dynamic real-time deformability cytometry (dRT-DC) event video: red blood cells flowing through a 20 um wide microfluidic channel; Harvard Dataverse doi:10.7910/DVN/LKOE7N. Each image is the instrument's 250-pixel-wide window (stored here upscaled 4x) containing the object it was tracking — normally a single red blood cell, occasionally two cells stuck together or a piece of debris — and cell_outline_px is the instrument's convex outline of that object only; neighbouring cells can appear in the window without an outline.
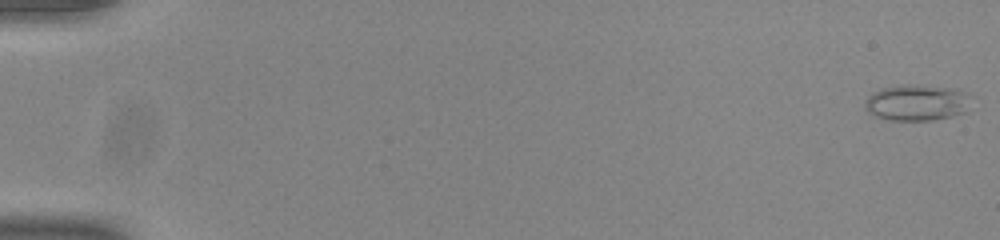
{"species": "common noctule bat (a hibernating species)", "species_latin": "Nyctalus noctula", "temperature_condition": "room temperature", "stored_images_in_passage": 54, "camera_frame_rate_fps": 3000, "um_per_image_px": 0.085, "animal": {"sex": "male", "body_mass_g": 20.0, "forearm_length_mm": 53.3}, "frame": {"image": 1, "passage_image": 1, "time_ms": 0.0, "image_size_px": [1000, 240], "cell_outline_px": [[968, 112], [952, 116], [932, 120], [888, 120], [876, 116], [864, 108], [864, 104], [868, 96], [884, 88], [904, 84], [952, 88], [960, 92]], "centroid_in_image_um": [77.82, 8.75], "position_along_channel_um": 7.2, "area_um2": 21.44}}
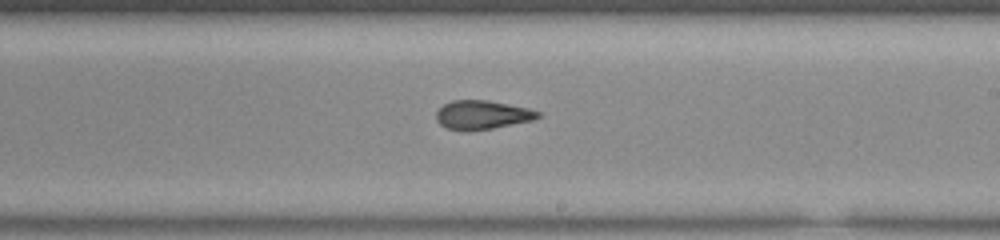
{"frame": {"image": 2, "passage_image": 33, "time_ms": 10.667, "image_size_px": [1000, 240], "cell_outline_px": [[540, 116], [532, 120], [492, 128], [468, 132], [464, 132], [448, 128], [440, 124], [436, 120], [436, 112], [444, 104], [452, 100], [488, 100], [528, 108], [540, 112]], "centroid_in_image_um": [40.95, 9.77], "position_along_channel_um": 248.0, "area_um2": 17.11}}
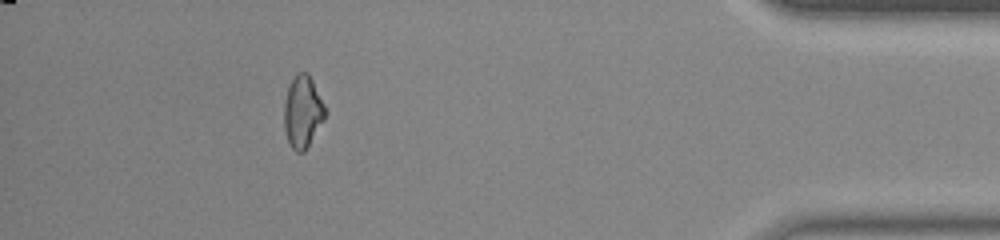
{"frame": {"image": 3, "passage_image": 49, "time_ms": 16.0, "image_size_px": [1000, 240], "cell_outline_px": [[328, 112], [324, 120], [304, 152], [296, 152], [292, 148], [288, 140], [284, 128], [284, 104], [288, 88], [296, 72], [308, 72], [328, 108]], "centroid_in_image_um": [25.76, 9.48], "position_along_channel_um": 409.4, "area_um2": 17.51}, "authors_computed_cell_mechanics": {"area_um2": 17.8024, "velocity_mm_per_s": 3.9192, "shape_relaxation_time_tau1_ms": null, "shape_relaxation_time_tau2_ms": 2.0669, "deformation_change_tau1": null, "deformation_change_tau2": 0.0946}}